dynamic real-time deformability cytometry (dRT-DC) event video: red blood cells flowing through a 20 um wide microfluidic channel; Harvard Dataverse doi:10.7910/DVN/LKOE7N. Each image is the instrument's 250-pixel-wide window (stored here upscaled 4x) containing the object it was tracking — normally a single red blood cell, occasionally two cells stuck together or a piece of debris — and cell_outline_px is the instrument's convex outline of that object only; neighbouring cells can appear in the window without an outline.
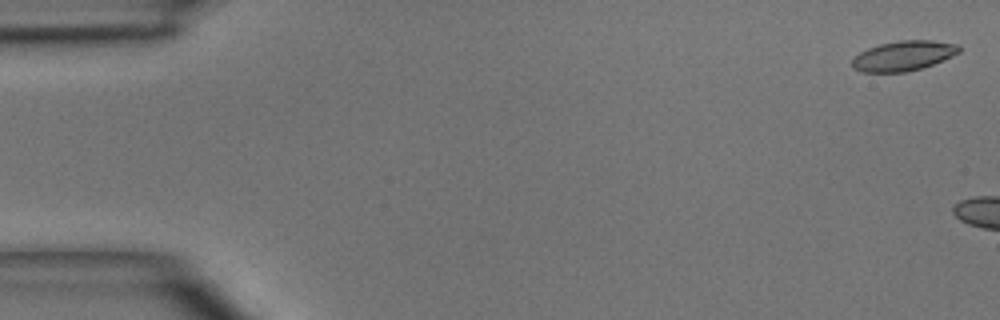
{"species": "common noctule bat (a hibernating species)", "species_latin": "Nyctalus noctula", "temperature_condition": "room temperature", "stored_images_in_passage": 6, "camera_frame_rate_fps": 3000, "um_per_image_px": 0.085, "animal": {"sex": "male", "body_mass_g": 15.6}, "frame": {"image": 1, "passage_image": 1, "time_ms": 0.0, "image_size_px": [1000, 320], "cell_outline_px": [[960, 52], [952, 56], [932, 64], [920, 68], [904, 72], [860, 72], [852, 68], [852, 60], [860, 52], [868, 48], [880, 44], [900, 40], [932, 40], [960, 44]], "centroid_in_image_um": [76.79, 4.73], "position_along_channel_um": 8.2, "area_um2": 18.61}}
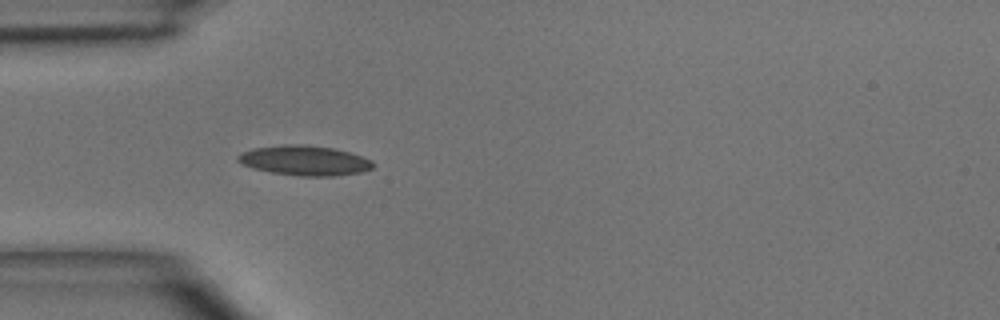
{"frame": {"image": 2, "passage_image": 6, "time_ms": 5.667, "image_size_px": [1000, 320], "cell_outline_px": [[376, 164], [372, 168], [364, 172], [336, 176], [300, 176], [272, 172], [252, 168], [236, 160], [236, 156], [252, 148], [284, 144], [304, 144], [332, 148], [348, 152], [372, 160]], "centroid_in_image_um": [25.91, 13.64], "position_along_channel_um": 59.1, "area_um2": 23.58}}